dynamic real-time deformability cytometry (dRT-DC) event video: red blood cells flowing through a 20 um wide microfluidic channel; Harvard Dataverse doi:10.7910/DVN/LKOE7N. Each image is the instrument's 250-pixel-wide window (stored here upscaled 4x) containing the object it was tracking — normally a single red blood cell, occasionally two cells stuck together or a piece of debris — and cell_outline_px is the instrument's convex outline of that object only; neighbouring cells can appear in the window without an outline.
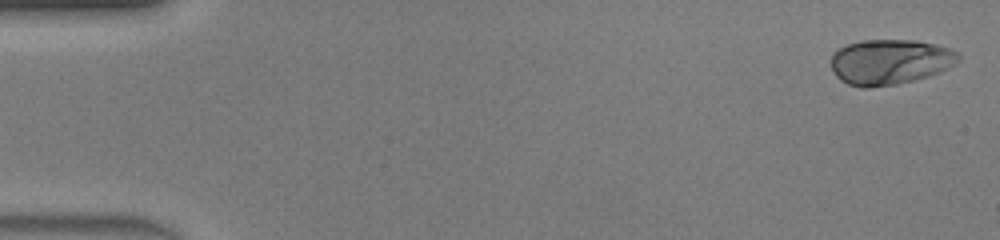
{"species": "human", "species_latin": "Homo sapiens", "temperature_condition": "warm", "stored_images_in_passage": 10, "camera_frame_rate_fps": 3000, "um_per_image_px": 0.085, "donor": {"sex": "male"}, "frame": {"image": 1, "passage_image": 1, "time_ms": 0.0, "image_size_px": [1000, 240], "cell_outline_px": [[960, 60], [956, 64], [940, 72], [928, 76], [896, 84], [868, 88], [860, 88], [848, 84], [840, 80], [836, 76], [832, 68], [832, 52], [848, 44], [860, 40], [916, 40], [936, 44], [948, 48], [956, 52], [960, 56]], "centroid_in_image_um": [75.64, 5.26], "position_along_channel_um": 9.4, "area_um2": 33.7}}